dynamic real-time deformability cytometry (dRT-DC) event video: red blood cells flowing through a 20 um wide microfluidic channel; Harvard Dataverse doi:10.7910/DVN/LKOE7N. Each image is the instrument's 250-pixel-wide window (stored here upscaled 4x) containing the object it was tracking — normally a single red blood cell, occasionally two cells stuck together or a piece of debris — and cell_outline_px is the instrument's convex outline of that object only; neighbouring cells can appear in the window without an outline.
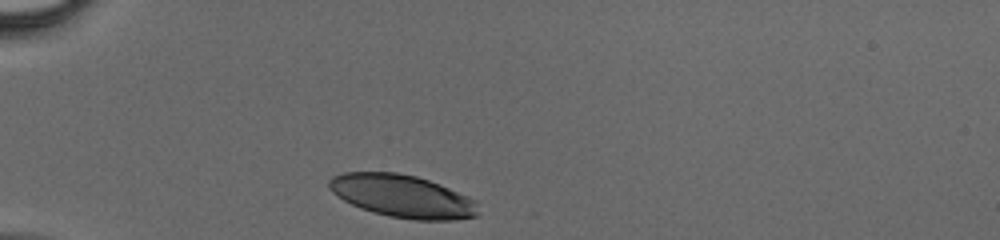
{"species": "human", "species_latin": "Homo sapiens", "temperature_condition": "cold", "stored_images_in_passage": 27, "camera_frame_rate_fps": 3000, "um_per_image_px": 0.085, "donor": {"sex": "male"}, "frame": {"image": 1, "passage_image": 1, "time_ms": 0.0, "image_size_px": [1000, 240], "cell_outline_px": [[476, 216], [456, 220], [412, 220], [388, 216], [372, 212], [360, 208], [344, 200], [332, 192], [328, 188], [328, 180], [332, 176], [344, 172], [396, 172], [416, 176], [428, 180], [468, 196], [476, 200]], "centroid_in_image_um": [34.16, 16.67], "position_along_channel_um": 50.8, "area_um2": 37.05}}
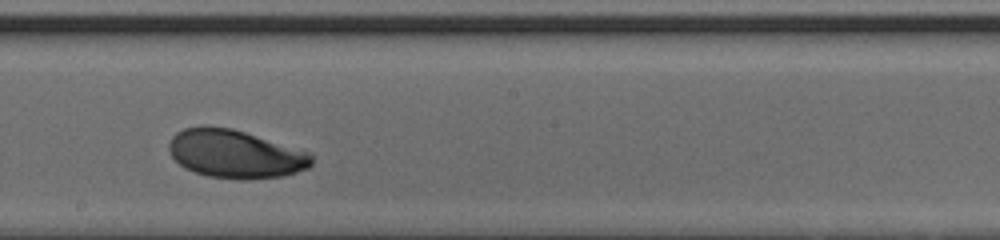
{"frame": {"image": 2, "passage_image": 15, "time_ms": 4.667, "image_size_px": [1000, 240], "cell_outline_px": [[312, 164], [308, 168], [284, 176], [208, 176], [184, 168], [172, 156], [168, 148], [168, 144], [172, 136], [176, 132], [184, 128], [200, 124], [208, 124], [232, 128], [312, 152]], "centroid_in_image_um": [19.97, 13.0], "position_along_channel_um": 228.2, "area_um2": 39.59}}
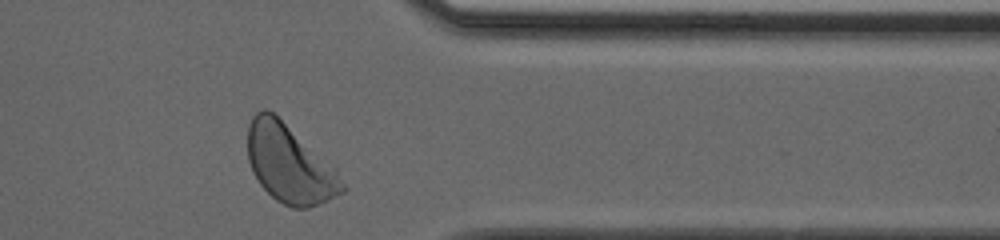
{"frame": {"image": 3, "passage_image": 26, "time_ms": 8.333, "image_size_px": [1000, 240], "cell_outline_px": [[348, 188], [344, 192], [328, 200], [308, 208], [292, 208], [276, 200], [260, 184], [252, 172], [248, 160], [248, 124], [252, 116], [256, 112], [264, 108], [268, 108], [336, 168]], "centroid_in_image_um": [24.62, 13.94], "position_along_channel_um": 386.8, "area_um2": 43.06}}